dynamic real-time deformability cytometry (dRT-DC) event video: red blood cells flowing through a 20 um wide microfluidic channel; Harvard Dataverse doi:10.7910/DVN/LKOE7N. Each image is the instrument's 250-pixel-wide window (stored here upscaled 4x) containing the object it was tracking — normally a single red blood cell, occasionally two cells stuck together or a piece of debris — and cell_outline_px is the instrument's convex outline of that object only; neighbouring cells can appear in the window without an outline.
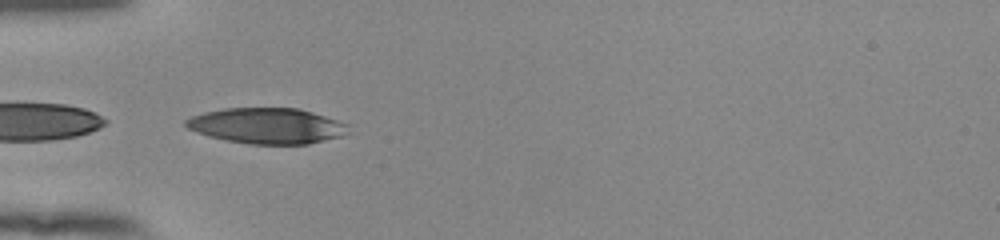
{"species": "human", "species_latin": "Homo sapiens", "temperature_condition": "room temperature", "stored_images_in_passage": 36, "camera_frame_rate_fps": 3000, "um_per_image_px": 0.085, "donor": {"sex": "female"}, "frame": {"image": 1, "passage_image": 1, "time_ms": 0.0, "image_size_px": [1000, 240], "cell_outline_px": [[352, 124], [348, 132], [344, 136], [308, 144], [248, 144], [224, 140], [208, 136], [196, 132], [188, 128], [184, 124], [184, 120], [192, 116], [204, 112], [224, 108], [300, 108]], "centroid_in_image_um": [22.74, 10.69], "position_along_channel_um": 62.3, "area_um2": 34.28}}
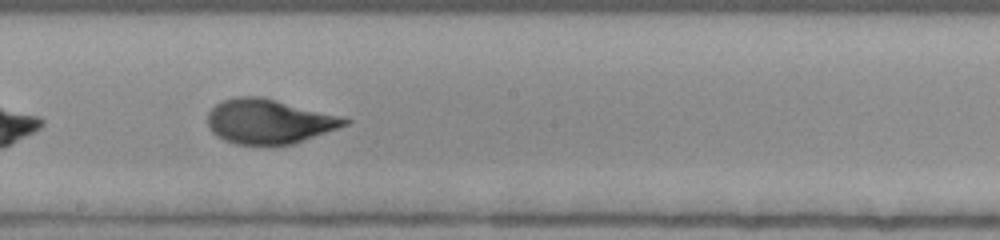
{"frame": {"image": 2, "passage_image": 14, "time_ms": 4.333, "image_size_px": [1000, 240], "cell_outline_px": [[352, 120], [348, 124], [292, 144], [236, 144], [224, 140], [216, 136], [212, 132], [208, 124], [208, 112], [216, 104], [224, 100], [236, 96], [260, 96], [340, 116]], "centroid_in_image_um": [22.82, 10.31], "position_along_channel_um": 225.4, "area_um2": 35.08}}
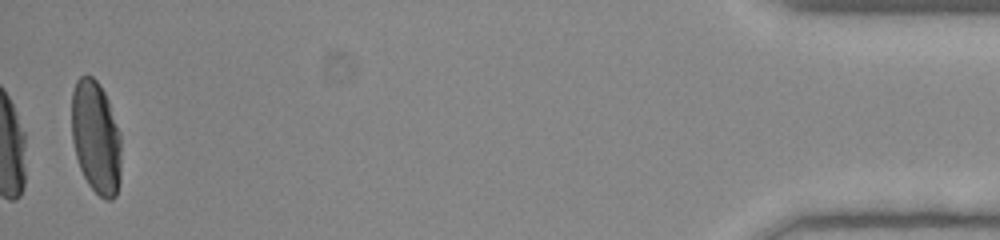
{"frame": {"image": 3, "passage_image": 36, "time_ms": 11.667, "image_size_px": [1000, 240], "cell_outline_px": [[120, 180], [116, 196], [112, 200], [104, 200], [88, 184], [80, 168], [76, 156], [72, 140], [72, 92], [76, 80], [80, 76], [92, 76], [100, 84], [108, 100], [120, 132]], "centroid_in_image_um": [8.15, 11.68], "position_along_channel_um": 427.0, "area_um2": 32.71}, "authors_computed_cell_mechanics": {"area_um2": 35.3158, "velocity_mm_per_s": 3.8663, "shape_relaxation_time_tau1_ms": 5.6206, "shape_relaxation_time_tau2_ms": 0.8081, "deformation_change_tau1": 0.2386, "deformation_change_tau2": 0.0592}}